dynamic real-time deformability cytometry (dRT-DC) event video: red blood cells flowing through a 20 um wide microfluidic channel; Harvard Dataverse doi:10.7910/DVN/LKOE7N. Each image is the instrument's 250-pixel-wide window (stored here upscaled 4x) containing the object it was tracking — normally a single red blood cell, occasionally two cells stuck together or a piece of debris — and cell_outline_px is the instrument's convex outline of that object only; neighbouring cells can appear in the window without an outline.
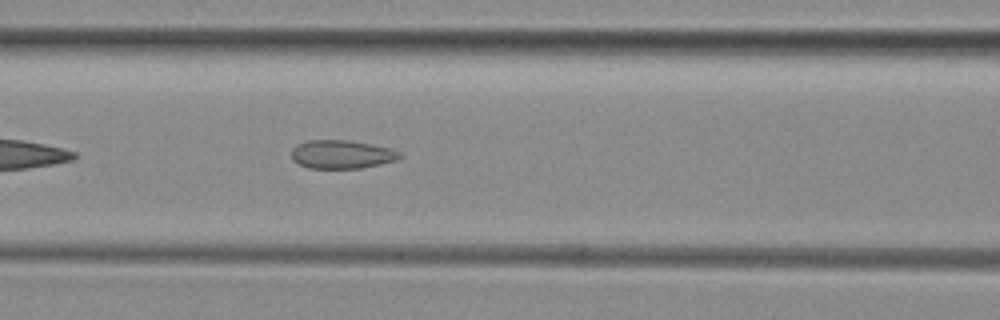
{"species": "common noctule bat (a hibernating species)", "species_latin": "Nyctalus noctula", "temperature_condition": "room temperature", "stored_images_in_passage": 38, "camera_frame_rate_fps": 3000, "um_per_image_px": 0.085, "animal": {"sex": "female", "body_mass_g": 29.2, "forearm_length_mm": 56.3}, "frame": {"image": 1, "passage_image": 8, "time_ms": 2.333, "image_size_px": [1000, 320], "cell_outline_px": [[404, 156], [396, 160], [380, 164], [360, 168], [308, 168], [292, 160], [292, 148], [296, 144], [308, 140], [348, 140], [392, 148], [400, 152]], "centroid_in_image_um": [29.05, 13.11], "position_along_channel_um": 137.5, "area_um2": 18.03}}
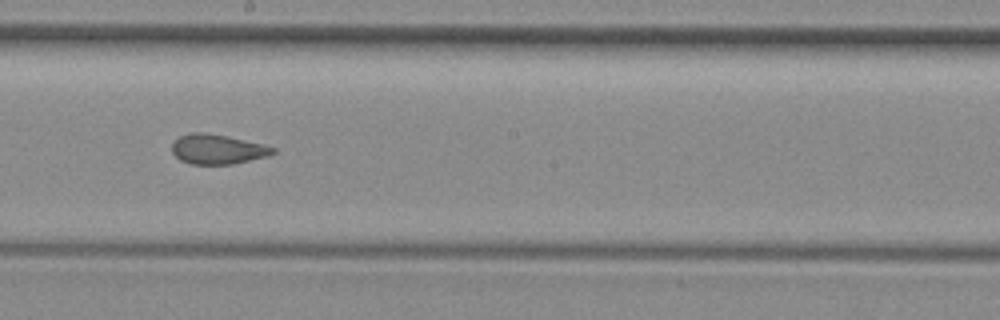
{"frame": {"image": 2, "passage_image": 15, "time_ms": 4.667, "image_size_px": [1000, 320], "cell_outline_px": [[276, 152], [268, 156], [232, 164], [192, 164], [180, 160], [172, 152], [172, 144], [180, 136], [192, 132], [204, 132], [228, 136], [264, 144], [276, 148]], "centroid_in_image_um": [18.51, 12.68], "position_along_channel_um": 229.7, "area_um2": 17.51}}
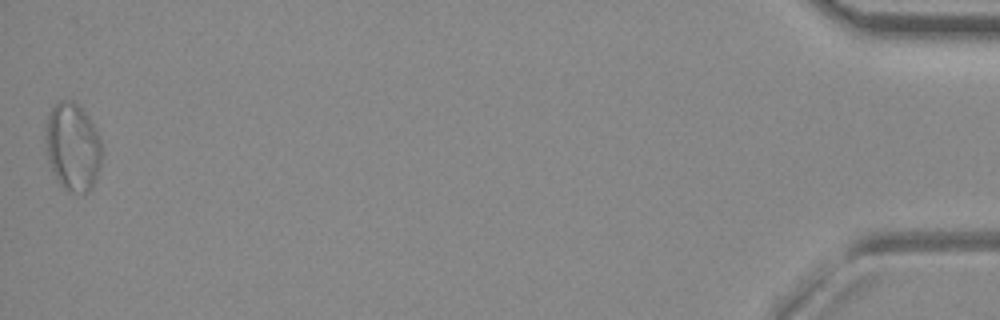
{"frame": {"image": 3, "passage_image": 38, "time_ms": 12.333, "image_size_px": [1000, 320], "cell_outline_px": [[100, 168], [92, 188], [88, 192], [64, 192], [52, 172], [48, 160], [44, 140], [44, 136], [48, 116], [52, 108], [60, 100], [72, 100], [84, 112], [92, 124], [100, 140]], "centroid_in_image_um": [6.14, 12.53], "position_along_channel_um": 429.1, "area_um2": 28.78}, "authors_computed_cell_mechanics": {"area_um2": 18.8428, "velocity_mm_per_s": 3.9595, "shape_relaxation_time_tau1_ms": null, "shape_relaxation_time_tau2_ms": 1.1616, "deformation_change_tau1": null, "deformation_change_tau2": 0.0816}}